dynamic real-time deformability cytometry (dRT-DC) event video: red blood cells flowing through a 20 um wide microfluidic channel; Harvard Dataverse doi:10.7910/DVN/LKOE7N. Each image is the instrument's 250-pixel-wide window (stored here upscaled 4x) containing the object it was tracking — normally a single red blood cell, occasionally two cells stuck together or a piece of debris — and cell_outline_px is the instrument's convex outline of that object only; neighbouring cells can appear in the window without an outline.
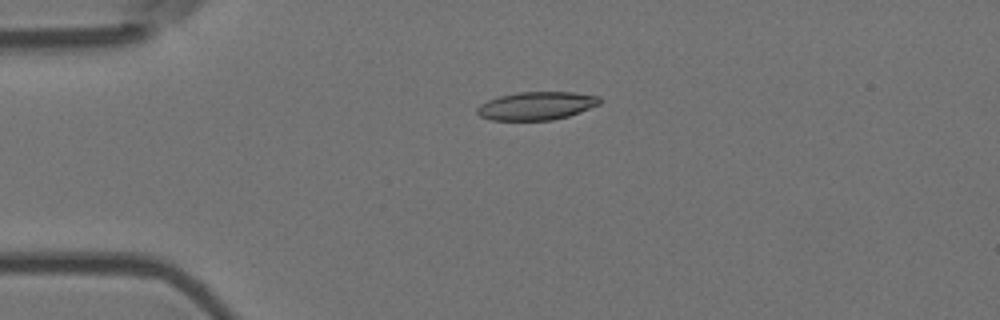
{"species": "Egyptian fruit bat (a non-hibernating species)", "species_latin": "Rousettus aegyptiacus", "temperature_condition": "room temperature", "stored_images_in_passage": 4, "camera_frame_rate_fps": 3000, "um_per_image_px": 0.085, "animal": {"sex": "female"}, "frame": {"image": 1, "passage_image": 3, "time_ms": 0.667, "image_size_px": [1000, 320], "cell_outline_px": [[600, 104], [580, 112], [568, 116], [552, 120], [492, 120], [480, 116], [476, 112], [476, 108], [480, 104], [488, 100], [500, 96], [520, 92], [572, 92], [600, 96]], "centroid_in_image_um": [45.6, 8.99], "position_along_channel_um": 39.4, "area_um2": 20.06}}